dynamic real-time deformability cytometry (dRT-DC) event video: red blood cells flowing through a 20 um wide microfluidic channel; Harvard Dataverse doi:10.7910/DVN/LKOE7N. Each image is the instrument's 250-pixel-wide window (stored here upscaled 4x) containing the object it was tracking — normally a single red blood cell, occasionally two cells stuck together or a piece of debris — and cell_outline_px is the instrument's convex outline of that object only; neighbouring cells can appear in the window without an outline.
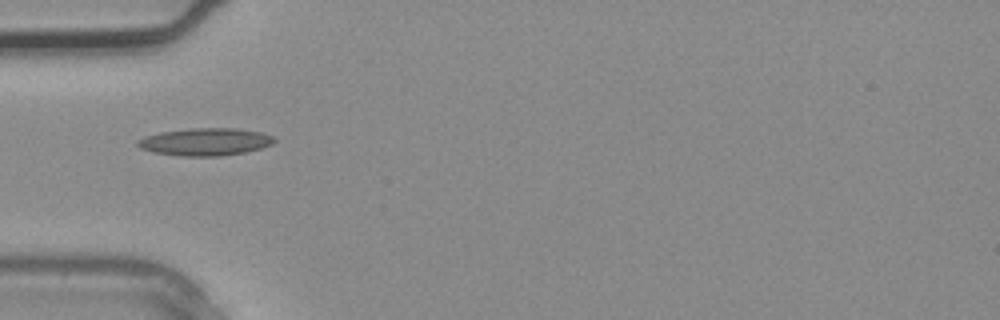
{"species": "common noctule bat (a hibernating species)", "species_latin": "Nyctalus noctula", "temperature_condition": "warm", "stored_images_in_passage": 3, "camera_frame_rate_fps": 3000, "um_per_image_px": 0.085, "animal": {"sex": "male", "body_mass_g": 20.4}, "frame": {"image": 1, "passage_image": 3, "time_ms": 0.667, "image_size_px": [1000, 320], "cell_outline_px": [[276, 140], [272, 144], [260, 148], [244, 152], [220, 156], [184, 156], [152, 152], [140, 148], [136, 144], [136, 140], [144, 136], [160, 132], [192, 128], [236, 128], [260, 132], [272, 136]], "centroid_in_image_um": [17.41, 12.05], "position_along_channel_um": 67.6, "area_um2": 21.85}}